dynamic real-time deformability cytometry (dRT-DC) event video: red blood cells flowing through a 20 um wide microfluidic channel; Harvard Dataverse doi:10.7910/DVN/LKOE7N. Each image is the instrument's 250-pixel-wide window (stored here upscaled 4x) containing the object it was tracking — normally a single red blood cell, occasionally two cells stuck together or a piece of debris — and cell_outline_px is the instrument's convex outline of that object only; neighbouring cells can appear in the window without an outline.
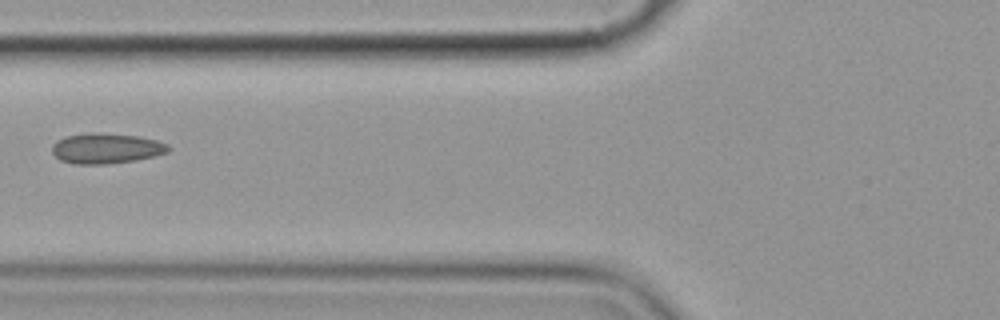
{"species": "common noctule bat (a hibernating species)", "species_latin": "Nyctalus noctula", "temperature_condition": "cold", "stored_images_in_passage": 6, "camera_frame_rate_fps": 3000, "um_per_image_px": 0.085, "animal": {"sex": "female", "body_mass_g": 19.9}, "frame": {"image": 1, "passage_image": 6, "time_ms": 5.667, "image_size_px": [1000, 320], "cell_outline_px": [[172, 148], [168, 152], [152, 156], [132, 160], [104, 164], [76, 164], [60, 160], [52, 152], [52, 144], [56, 140], [64, 136], [92, 132], [100, 132], [140, 136], [156, 140], [168, 144]], "centroid_in_image_um": [9.01, 12.59], "position_along_channel_um": 116.8, "area_um2": 20.63}}